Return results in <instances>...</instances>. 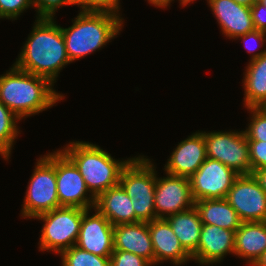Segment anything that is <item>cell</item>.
<instances>
[{"mask_svg": "<svg viewBox=\"0 0 266 266\" xmlns=\"http://www.w3.org/2000/svg\"><path fill=\"white\" fill-rule=\"evenodd\" d=\"M110 266H151V264L134 253L114 250L110 256Z\"/></svg>", "mask_w": 266, "mask_h": 266, "instance_id": "f546056e", "label": "cell"}, {"mask_svg": "<svg viewBox=\"0 0 266 266\" xmlns=\"http://www.w3.org/2000/svg\"><path fill=\"white\" fill-rule=\"evenodd\" d=\"M83 209L61 206L36 217L42 220L39 250L61 253L76 245L79 237Z\"/></svg>", "mask_w": 266, "mask_h": 266, "instance_id": "52a82bcc", "label": "cell"}, {"mask_svg": "<svg viewBox=\"0 0 266 266\" xmlns=\"http://www.w3.org/2000/svg\"><path fill=\"white\" fill-rule=\"evenodd\" d=\"M37 10V18L54 19V14L61 6L76 5L73 0H33Z\"/></svg>", "mask_w": 266, "mask_h": 266, "instance_id": "4dcf8cb0", "label": "cell"}, {"mask_svg": "<svg viewBox=\"0 0 266 266\" xmlns=\"http://www.w3.org/2000/svg\"><path fill=\"white\" fill-rule=\"evenodd\" d=\"M94 209L104 215L113 226L135 223L132 199L120 184L99 194L95 198Z\"/></svg>", "mask_w": 266, "mask_h": 266, "instance_id": "d6986e66", "label": "cell"}, {"mask_svg": "<svg viewBox=\"0 0 266 266\" xmlns=\"http://www.w3.org/2000/svg\"><path fill=\"white\" fill-rule=\"evenodd\" d=\"M28 184L21 210L23 218L35 219L41 214L61 207L56 187L55 151L44 154L37 160Z\"/></svg>", "mask_w": 266, "mask_h": 266, "instance_id": "8992f818", "label": "cell"}, {"mask_svg": "<svg viewBox=\"0 0 266 266\" xmlns=\"http://www.w3.org/2000/svg\"><path fill=\"white\" fill-rule=\"evenodd\" d=\"M55 19L37 18L14 65L56 83L59 71L70 64L60 25Z\"/></svg>", "mask_w": 266, "mask_h": 266, "instance_id": "6da1fadb", "label": "cell"}, {"mask_svg": "<svg viewBox=\"0 0 266 266\" xmlns=\"http://www.w3.org/2000/svg\"><path fill=\"white\" fill-rule=\"evenodd\" d=\"M122 24L123 18L112 13L80 11L72 26L61 27L70 62L101 49L119 34Z\"/></svg>", "mask_w": 266, "mask_h": 266, "instance_id": "3957f363", "label": "cell"}, {"mask_svg": "<svg viewBox=\"0 0 266 266\" xmlns=\"http://www.w3.org/2000/svg\"><path fill=\"white\" fill-rule=\"evenodd\" d=\"M252 266H266V252L263 253Z\"/></svg>", "mask_w": 266, "mask_h": 266, "instance_id": "d590c367", "label": "cell"}, {"mask_svg": "<svg viewBox=\"0 0 266 266\" xmlns=\"http://www.w3.org/2000/svg\"><path fill=\"white\" fill-rule=\"evenodd\" d=\"M47 78L18 69L14 64L0 75V101L20 119L38 114L62 100Z\"/></svg>", "mask_w": 266, "mask_h": 266, "instance_id": "7a4b0ae2", "label": "cell"}, {"mask_svg": "<svg viewBox=\"0 0 266 266\" xmlns=\"http://www.w3.org/2000/svg\"><path fill=\"white\" fill-rule=\"evenodd\" d=\"M207 158L217 160L239 175L251 174L248 140L244 131H204Z\"/></svg>", "mask_w": 266, "mask_h": 266, "instance_id": "ba28073f", "label": "cell"}, {"mask_svg": "<svg viewBox=\"0 0 266 266\" xmlns=\"http://www.w3.org/2000/svg\"><path fill=\"white\" fill-rule=\"evenodd\" d=\"M114 250L128 251L154 265V249L148 222L114 226Z\"/></svg>", "mask_w": 266, "mask_h": 266, "instance_id": "ac0fdd59", "label": "cell"}, {"mask_svg": "<svg viewBox=\"0 0 266 266\" xmlns=\"http://www.w3.org/2000/svg\"><path fill=\"white\" fill-rule=\"evenodd\" d=\"M226 199L242 222L266 221V193L253 174L239 175Z\"/></svg>", "mask_w": 266, "mask_h": 266, "instance_id": "8fae6325", "label": "cell"}, {"mask_svg": "<svg viewBox=\"0 0 266 266\" xmlns=\"http://www.w3.org/2000/svg\"><path fill=\"white\" fill-rule=\"evenodd\" d=\"M147 1L149 4L151 3L152 5H154L156 7L158 6L159 8L160 7L165 8V7L169 6L171 4V2L174 0H147Z\"/></svg>", "mask_w": 266, "mask_h": 266, "instance_id": "e575fe53", "label": "cell"}, {"mask_svg": "<svg viewBox=\"0 0 266 266\" xmlns=\"http://www.w3.org/2000/svg\"><path fill=\"white\" fill-rule=\"evenodd\" d=\"M181 6H186L188 3L193 2L194 0H179Z\"/></svg>", "mask_w": 266, "mask_h": 266, "instance_id": "74e56055", "label": "cell"}, {"mask_svg": "<svg viewBox=\"0 0 266 266\" xmlns=\"http://www.w3.org/2000/svg\"><path fill=\"white\" fill-rule=\"evenodd\" d=\"M238 176L220 161L207 158L189 178L194 201L226 198Z\"/></svg>", "mask_w": 266, "mask_h": 266, "instance_id": "30bf717a", "label": "cell"}, {"mask_svg": "<svg viewBox=\"0 0 266 266\" xmlns=\"http://www.w3.org/2000/svg\"><path fill=\"white\" fill-rule=\"evenodd\" d=\"M91 217L89 209H83V216L76 246L95 255L110 257L114 251V226L96 209Z\"/></svg>", "mask_w": 266, "mask_h": 266, "instance_id": "4fadbf2b", "label": "cell"}, {"mask_svg": "<svg viewBox=\"0 0 266 266\" xmlns=\"http://www.w3.org/2000/svg\"><path fill=\"white\" fill-rule=\"evenodd\" d=\"M18 120L21 119L0 101V155L4 160L9 159L14 141L20 133Z\"/></svg>", "mask_w": 266, "mask_h": 266, "instance_id": "cb8c5ba5", "label": "cell"}, {"mask_svg": "<svg viewBox=\"0 0 266 266\" xmlns=\"http://www.w3.org/2000/svg\"><path fill=\"white\" fill-rule=\"evenodd\" d=\"M166 220L171 225L184 250L192 256L197 251L203 225L195 206L189 210L170 215Z\"/></svg>", "mask_w": 266, "mask_h": 266, "instance_id": "603a6c76", "label": "cell"}, {"mask_svg": "<svg viewBox=\"0 0 266 266\" xmlns=\"http://www.w3.org/2000/svg\"><path fill=\"white\" fill-rule=\"evenodd\" d=\"M148 229L154 249V265L171 261L173 265L185 264L192 257L184 250L166 219L148 222Z\"/></svg>", "mask_w": 266, "mask_h": 266, "instance_id": "e0dca14e", "label": "cell"}, {"mask_svg": "<svg viewBox=\"0 0 266 266\" xmlns=\"http://www.w3.org/2000/svg\"><path fill=\"white\" fill-rule=\"evenodd\" d=\"M119 3L120 0H78L76 5L82 12H107L120 17Z\"/></svg>", "mask_w": 266, "mask_h": 266, "instance_id": "4316f807", "label": "cell"}, {"mask_svg": "<svg viewBox=\"0 0 266 266\" xmlns=\"http://www.w3.org/2000/svg\"><path fill=\"white\" fill-rule=\"evenodd\" d=\"M250 8L255 30L266 32V6L256 3Z\"/></svg>", "mask_w": 266, "mask_h": 266, "instance_id": "1f68e13d", "label": "cell"}, {"mask_svg": "<svg viewBox=\"0 0 266 266\" xmlns=\"http://www.w3.org/2000/svg\"><path fill=\"white\" fill-rule=\"evenodd\" d=\"M144 156L132 158L122 169L119 184L132 199L135 223L156 219L154 207L156 174L155 166Z\"/></svg>", "mask_w": 266, "mask_h": 266, "instance_id": "5b68a950", "label": "cell"}, {"mask_svg": "<svg viewBox=\"0 0 266 266\" xmlns=\"http://www.w3.org/2000/svg\"><path fill=\"white\" fill-rule=\"evenodd\" d=\"M234 255L251 266L266 252V221L242 222L235 232Z\"/></svg>", "mask_w": 266, "mask_h": 266, "instance_id": "ffe728a7", "label": "cell"}, {"mask_svg": "<svg viewBox=\"0 0 266 266\" xmlns=\"http://www.w3.org/2000/svg\"><path fill=\"white\" fill-rule=\"evenodd\" d=\"M207 159L204 132L192 133L181 141L169 157L166 173L190 178Z\"/></svg>", "mask_w": 266, "mask_h": 266, "instance_id": "5bb4252c", "label": "cell"}, {"mask_svg": "<svg viewBox=\"0 0 266 266\" xmlns=\"http://www.w3.org/2000/svg\"><path fill=\"white\" fill-rule=\"evenodd\" d=\"M262 0H253V4L260 3Z\"/></svg>", "mask_w": 266, "mask_h": 266, "instance_id": "f35d334b", "label": "cell"}, {"mask_svg": "<svg viewBox=\"0 0 266 266\" xmlns=\"http://www.w3.org/2000/svg\"><path fill=\"white\" fill-rule=\"evenodd\" d=\"M239 37L244 42H246L247 44L250 42V41L248 42V40H251V41L253 40V41L257 42V44L259 43L260 47L264 45V42L266 43V32L259 31V30H254L252 32L246 33V34L239 36ZM246 43H245V45H246V47H248L250 44L247 45ZM250 47L251 46L248 47L249 53H252L253 51H255L257 49L256 47H253L254 49L252 47L251 48Z\"/></svg>", "mask_w": 266, "mask_h": 266, "instance_id": "d6a6232c", "label": "cell"}, {"mask_svg": "<svg viewBox=\"0 0 266 266\" xmlns=\"http://www.w3.org/2000/svg\"><path fill=\"white\" fill-rule=\"evenodd\" d=\"M253 175L257 178L262 189L266 193V167L255 171Z\"/></svg>", "mask_w": 266, "mask_h": 266, "instance_id": "836d02e7", "label": "cell"}, {"mask_svg": "<svg viewBox=\"0 0 266 266\" xmlns=\"http://www.w3.org/2000/svg\"><path fill=\"white\" fill-rule=\"evenodd\" d=\"M166 174L167 177L163 178L156 175L154 198L156 219H166L195 205L189 178Z\"/></svg>", "mask_w": 266, "mask_h": 266, "instance_id": "7c38bea8", "label": "cell"}, {"mask_svg": "<svg viewBox=\"0 0 266 266\" xmlns=\"http://www.w3.org/2000/svg\"><path fill=\"white\" fill-rule=\"evenodd\" d=\"M244 72V105L263 107L266 104V50L253 53Z\"/></svg>", "mask_w": 266, "mask_h": 266, "instance_id": "44dd1931", "label": "cell"}, {"mask_svg": "<svg viewBox=\"0 0 266 266\" xmlns=\"http://www.w3.org/2000/svg\"><path fill=\"white\" fill-rule=\"evenodd\" d=\"M236 3L251 7L253 5V0H234Z\"/></svg>", "mask_w": 266, "mask_h": 266, "instance_id": "8d00e7d4", "label": "cell"}, {"mask_svg": "<svg viewBox=\"0 0 266 266\" xmlns=\"http://www.w3.org/2000/svg\"><path fill=\"white\" fill-rule=\"evenodd\" d=\"M213 11L222 34L236 40L239 36L255 30L251 8L238 4L234 0H207Z\"/></svg>", "mask_w": 266, "mask_h": 266, "instance_id": "2e32d148", "label": "cell"}, {"mask_svg": "<svg viewBox=\"0 0 266 266\" xmlns=\"http://www.w3.org/2000/svg\"><path fill=\"white\" fill-rule=\"evenodd\" d=\"M251 121L244 131L247 140L266 141V110L263 107H247Z\"/></svg>", "mask_w": 266, "mask_h": 266, "instance_id": "484cf974", "label": "cell"}, {"mask_svg": "<svg viewBox=\"0 0 266 266\" xmlns=\"http://www.w3.org/2000/svg\"><path fill=\"white\" fill-rule=\"evenodd\" d=\"M251 174L266 167V141L248 140Z\"/></svg>", "mask_w": 266, "mask_h": 266, "instance_id": "f1b7e54d", "label": "cell"}, {"mask_svg": "<svg viewBox=\"0 0 266 266\" xmlns=\"http://www.w3.org/2000/svg\"><path fill=\"white\" fill-rule=\"evenodd\" d=\"M194 206L203 224L216 225L236 232L242 223L226 198L198 200Z\"/></svg>", "mask_w": 266, "mask_h": 266, "instance_id": "7402d4cb", "label": "cell"}, {"mask_svg": "<svg viewBox=\"0 0 266 266\" xmlns=\"http://www.w3.org/2000/svg\"><path fill=\"white\" fill-rule=\"evenodd\" d=\"M33 6V0H0V18L16 20L24 10Z\"/></svg>", "mask_w": 266, "mask_h": 266, "instance_id": "83f0119b", "label": "cell"}, {"mask_svg": "<svg viewBox=\"0 0 266 266\" xmlns=\"http://www.w3.org/2000/svg\"><path fill=\"white\" fill-rule=\"evenodd\" d=\"M235 231L203 224L197 251L191 256L201 265L220 263L228 253L234 254Z\"/></svg>", "mask_w": 266, "mask_h": 266, "instance_id": "9a60e30c", "label": "cell"}, {"mask_svg": "<svg viewBox=\"0 0 266 266\" xmlns=\"http://www.w3.org/2000/svg\"><path fill=\"white\" fill-rule=\"evenodd\" d=\"M260 4L266 6V0H262V1L260 2Z\"/></svg>", "mask_w": 266, "mask_h": 266, "instance_id": "ab89813d", "label": "cell"}, {"mask_svg": "<svg viewBox=\"0 0 266 266\" xmlns=\"http://www.w3.org/2000/svg\"><path fill=\"white\" fill-rule=\"evenodd\" d=\"M61 151L75 164L87 189L95 198L119 184L122 169L132 159H113L98 145L83 141L70 142Z\"/></svg>", "mask_w": 266, "mask_h": 266, "instance_id": "277c9868", "label": "cell"}, {"mask_svg": "<svg viewBox=\"0 0 266 266\" xmlns=\"http://www.w3.org/2000/svg\"><path fill=\"white\" fill-rule=\"evenodd\" d=\"M56 187L60 206L94 209L95 197L75 164L61 151H55ZM86 195V196H85Z\"/></svg>", "mask_w": 266, "mask_h": 266, "instance_id": "9c48e42d", "label": "cell"}, {"mask_svg": "<svg viewBox=\"0 0 266 266\" xmlns=\"http://www.w3.org/2000/svg\"><path fill=\"white\" fill-rule=\"evenodd\" d=\"M62 266H110V257L95 255L74 245L60 253Z\"/></svg>", "mask_w": 266, "mask_h": 266, "instance_id": "d4e9b609", "label": "cell"}]
</instances>
